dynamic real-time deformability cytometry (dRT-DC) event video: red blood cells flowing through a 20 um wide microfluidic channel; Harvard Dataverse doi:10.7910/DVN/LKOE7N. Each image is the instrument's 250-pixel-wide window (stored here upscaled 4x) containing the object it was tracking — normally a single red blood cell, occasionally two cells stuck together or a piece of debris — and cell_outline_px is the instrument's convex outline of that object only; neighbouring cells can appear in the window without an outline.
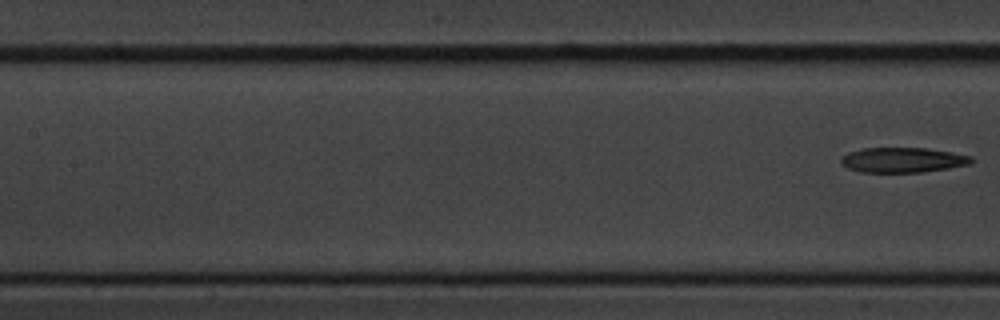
{"species": "common noctule bat (a hibernating species)", "species_latin": "Nyctalus noctula", "temperature_condition": "cold", "stored_images_in_passage": 9, "segment_of_instrument_passage": [2, 2], "camera_frame_rate_fps": 3000, "um_per_image_px": 0.085, "animal": {"sex": "male", "body_mass_g": 20.1, "forearm_length_mm": 53.5}, "frame": {"image": 1, "passage_image": 9, "time_ms": 10.0, "image_size_px": [1000, 320], "cell_outline_px": [[972, 160], [968, 164], [948, 168], [924, 172], [860, 172], [848, 168], [840, 160], [840, 156], [848, 152], [864, 148], [924, 148], [952, 152], [972, 156]], "centroid_in_image_um": [76.7, 13.59], "position_along_channel_um": 130.7, "area_um2": 18.9}}